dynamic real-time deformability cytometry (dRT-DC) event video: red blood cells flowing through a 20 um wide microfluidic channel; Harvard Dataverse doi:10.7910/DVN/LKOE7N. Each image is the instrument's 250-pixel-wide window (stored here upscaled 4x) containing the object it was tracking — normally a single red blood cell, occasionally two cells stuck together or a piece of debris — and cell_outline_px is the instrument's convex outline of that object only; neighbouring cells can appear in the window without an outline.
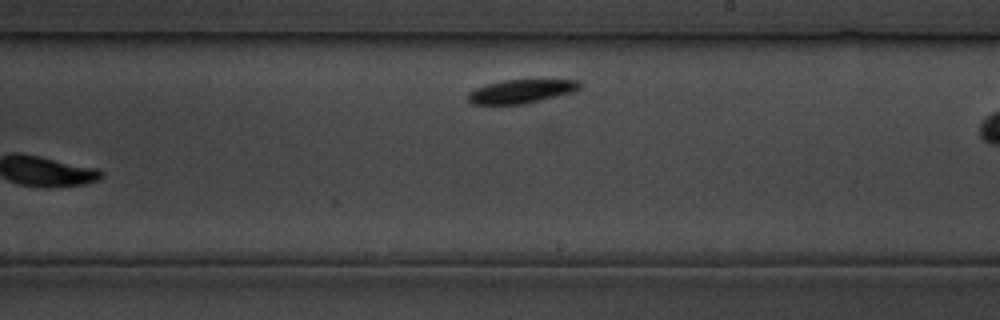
{"species": "common noctule bat (a hibernating species)", "species_latin": "Nyctalus noctula", "temperature_condition": "cold", "stored_images_in_passage": 20, "camera_frame_rate_fps": 3000, "um_per_image_px": 0.085, "animal": {"sex": "male", "body_mass_g": 19.5, "forearm_length_mm": 54.6}, "frame": {"image": 1, "passage_image": 20, "time_ms": 23.333, "image_size_px": [1000, 320], "cell_outline_px": [[580, 88], [572, 92], [524, 104], [472, 104], [468, 100], [468, 92], [476, 88], [488, 84], [504, 80], [576, 80], [580, 84]], "centroid_in_image_um": [44.26, 7.77], "position_along_channel_um": 244.7, "area_um2": 15.09}}